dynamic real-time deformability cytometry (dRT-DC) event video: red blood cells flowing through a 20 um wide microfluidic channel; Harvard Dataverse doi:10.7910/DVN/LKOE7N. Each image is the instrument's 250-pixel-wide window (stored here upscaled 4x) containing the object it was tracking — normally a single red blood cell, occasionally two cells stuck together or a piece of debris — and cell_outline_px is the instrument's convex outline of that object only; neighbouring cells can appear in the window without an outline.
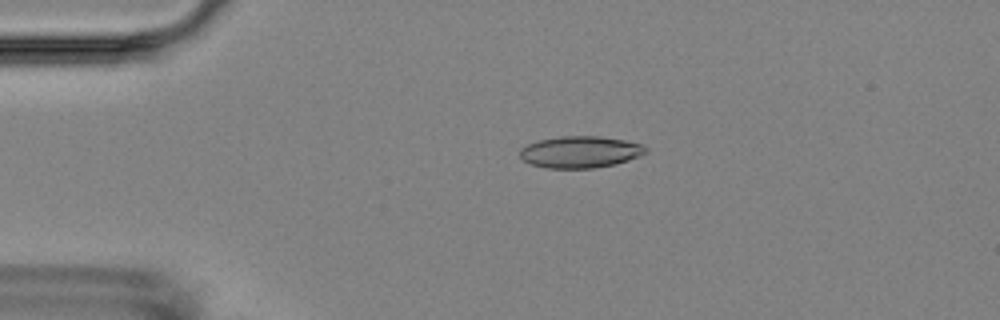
{"species": "Egyptian fruit bat (a non-hibernating species)", "species_latin": "Rousettus aegyptiacus", "temperature_condition": "room temperature", "stored_images_in_passage": 3, "camera_frame_rate_fps": 3000, "um_per_image_px": 0.085, "animal": {"sex": "female"}, "frame": {"image": 1, "passage_image": 2, "time_ms": 1.0, "image_size_px": [1000, 320], "cell_outline_px": [[648, 152], [640, 156], [616, 164], [596, 168], [548, 168], [532, 164], [524, 160], [520, 156], [520, 148], [528, 144], [540, 140], [560, 136], [600, 136], [624, 140], [640, 144], [648, 148]], "centroid_in_image_um": [49.35, 12.92], "position_along_channel_um": 35.7, "area_um2": 23.24}}